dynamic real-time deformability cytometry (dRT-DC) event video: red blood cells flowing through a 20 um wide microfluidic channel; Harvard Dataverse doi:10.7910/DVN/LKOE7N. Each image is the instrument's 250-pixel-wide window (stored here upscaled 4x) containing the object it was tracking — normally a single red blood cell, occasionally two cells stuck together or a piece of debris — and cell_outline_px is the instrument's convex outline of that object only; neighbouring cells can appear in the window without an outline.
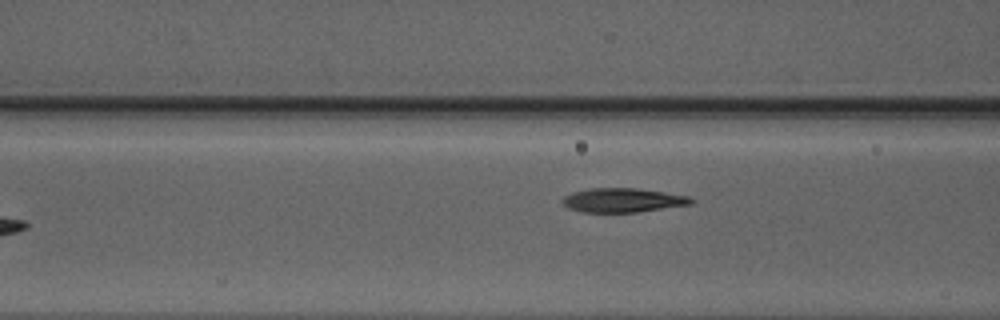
{"species": "Egyptian fruit bat (a non-hibernating species)", "species_latin": "Rousettus aegyptiacus", "temperature_condition": "warm", "stored_images_in_passage": 9, "camera_frame_rate_fps": 3000, "um_per_image_px": 0.085, "animal": {"sex": "male"}, "frame": {"image": 1, "passage_image": 7, "time_ms": 2.0, "image_size_px": [1000, 320], "cell_outline_px": [[692, 204], [636, 212], [580, 212], [568, 208], [560, 200], [564, 196], [572, 192], [588, 188], [636, 188], [664, 192], [688, 196], [692, 200]], "centroid_in_image_um": [52.87, 17.01], "position_along_channel_um": 113.7, "area_um2": 18.03}}